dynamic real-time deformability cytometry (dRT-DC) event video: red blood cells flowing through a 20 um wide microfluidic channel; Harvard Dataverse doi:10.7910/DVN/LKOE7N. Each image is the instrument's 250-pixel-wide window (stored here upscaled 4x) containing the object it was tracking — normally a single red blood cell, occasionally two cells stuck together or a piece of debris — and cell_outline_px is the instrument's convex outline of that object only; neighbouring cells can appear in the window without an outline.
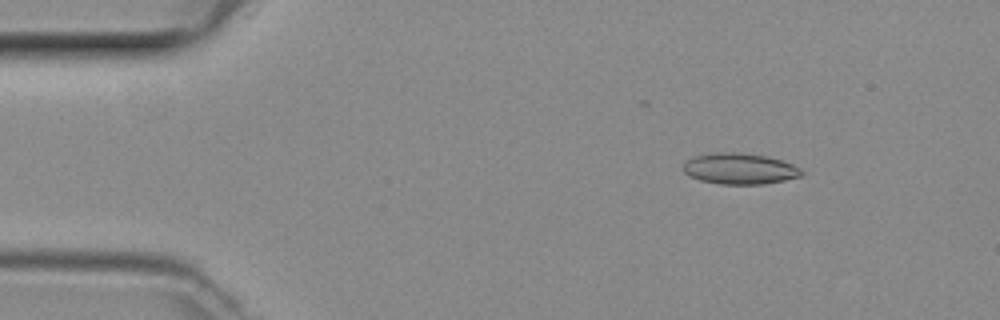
{"species": "common noctule bat (a hibernating species)", "species_latin": "Nyctalus noctula", "temperature_condition": "room temperature", "stored_images_in_passage": 10, "camera_frame_rate_fps": 3000, "um_per_image_px": 0.085, "animal": {"sex": "female", "body_mass_g": 29.2, "forearm_length_mm": 56.3}, "frame": {"image": 1, "passage_image": 7, "time_ms": 2.0, "image_size_px": [1000, 320], "cell_outline_px": [[804, 176], [764, 184], [720, 184], [700, 180], [684, 172], [684, 164], [692, 156], [716, 152], [740, 152], [768, 156], [792, 164], [800, 168], [804, 172]], "centroid_in_image_um": [62.91, 14.33], "position_along_channel_um": 22.1, "area_um2": 21.44}}